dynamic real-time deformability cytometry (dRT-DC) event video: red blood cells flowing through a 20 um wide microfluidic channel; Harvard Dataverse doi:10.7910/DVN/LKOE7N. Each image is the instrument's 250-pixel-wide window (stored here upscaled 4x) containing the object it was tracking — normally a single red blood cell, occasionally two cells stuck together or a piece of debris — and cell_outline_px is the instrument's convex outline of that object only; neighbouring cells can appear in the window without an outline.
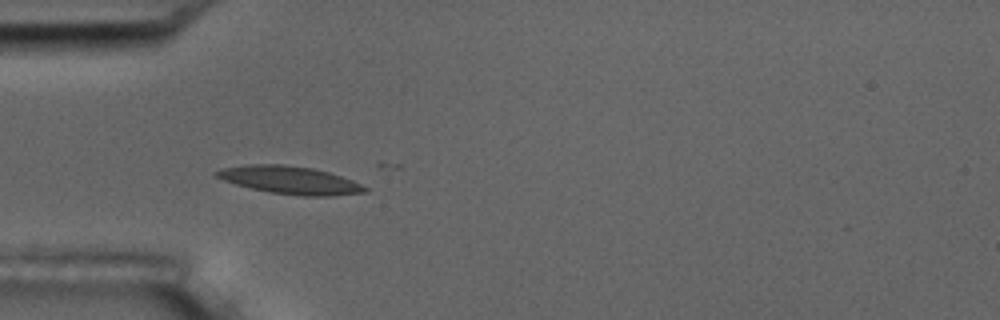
{"species": "common noctule bat (a hibernating species)", "species_latin": "Nyctalus noctula", "temperature_condition": "room temperature", "stored_images_in_passage": 7, "camera_frame_rate_fps": 3000, "um_per_image_px": 0.085, "animal": {"sex": "male", "body_mass_g": 17.5, "forearm_length_mm": 52.3}, "frame": {"image": 1, "passage_image": 5, "time_ms": 4.667, "image_size_px": [1000, 320], "cell_outline_px": [[368, 192], [332, 196], [304, 196], [272, 192], [252, 188], [236, 184], [224, 180], [216, 176], [212, 172], [220, 168], [248, 164], [284, 164], [312, 168], [328, 172], [352, 180], [368, 188]], "centroid_in_image_um": [24.64, 15.3], "position_along_channel_um": 60.4, "area_um2": 23.93}}